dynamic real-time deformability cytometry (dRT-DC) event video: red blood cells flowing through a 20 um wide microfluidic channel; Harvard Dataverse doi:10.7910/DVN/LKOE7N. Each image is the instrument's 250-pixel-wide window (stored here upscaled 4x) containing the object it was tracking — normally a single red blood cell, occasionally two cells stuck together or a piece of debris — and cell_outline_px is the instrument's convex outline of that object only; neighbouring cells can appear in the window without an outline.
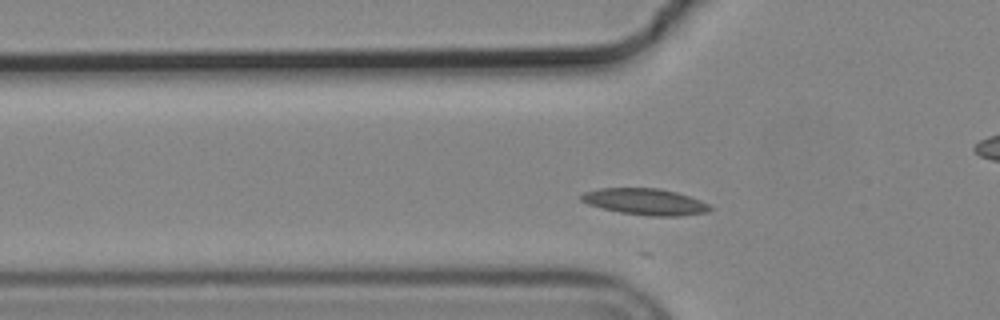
{"species": "common noctule bat (a hibernating species)", "species_latin": "Nyctalus noctula", "temperature_condition": "cold", "stored_images_in_passage": 20, "camera_frame_rate_fps": 3000, "um_per_image_px": 0.085, "animal": {"sex": "male", "body_mass_g": 19.2, "forearm_length_mm": 51.8}, "frame": {"image": 1, "passage_image": 7, "time_ms": 2.0, "image_size_px": [1000, 320], "cell_outline_px": [[712, 208], [708, 212], [680, 216], [648, 216], [620, 212], [588, 204], [580, 200], [580, 196], [584, 192], [600, 188], [660, 188], [676, 192], [700, 200], [708, 204]], "centroid_in_image_um": [54.84, 17.14], "position_along_channel_um": 71.0, "area_um2": 19.71}}
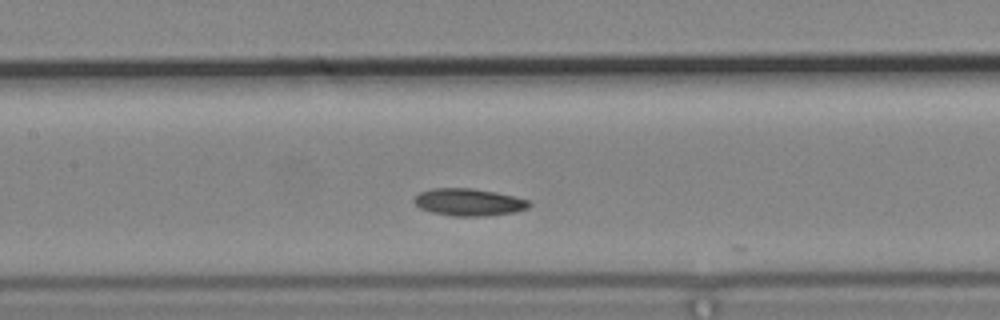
{"frame": {"image": 2, "passage_image": 15, "time_ms": 4.667, "image_size_px": [1000, 320], "cell_outline_px": [[532, 204], [528, 208], [516, 212], [484, 216], [452, 216], [432, 212], [420, 208], [412, 200], [420, 192], [432, 188], [468, 188], [496, 192], [516, 196], [532, 200]], "centroid_in_image_um": [39.9, 17.18], "position_along_channel_um": 167.5, "area_um2": 18.44}}
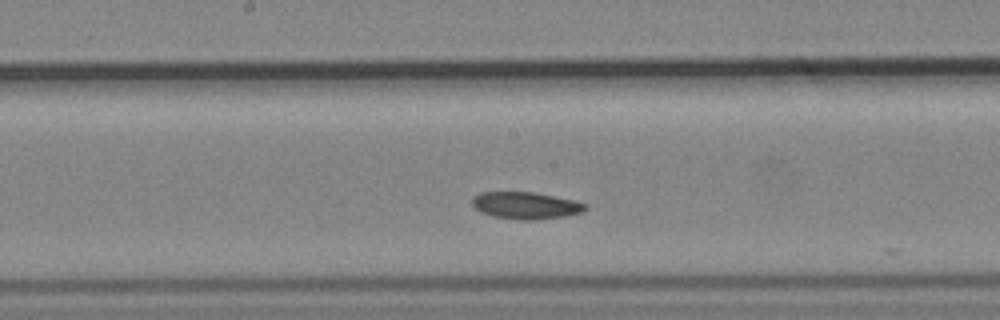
{"frame": {"image": 3, "passage_image": 18, "time_ms": 5.667, "image_size_px": [1000, 320], "cell_outline_px": [[588, 208], [580, 212], [568, 216], [532, 220], [520, 220], [492, 216], [480, 212], [472, 204], [472, 196], [480, 192], [532, 192], [572, 200], [588, 204]], "centroid_in_image_um": [44.66, 17.47], "position_along_channel_um": 203.5, "area_um2": 17.8}}